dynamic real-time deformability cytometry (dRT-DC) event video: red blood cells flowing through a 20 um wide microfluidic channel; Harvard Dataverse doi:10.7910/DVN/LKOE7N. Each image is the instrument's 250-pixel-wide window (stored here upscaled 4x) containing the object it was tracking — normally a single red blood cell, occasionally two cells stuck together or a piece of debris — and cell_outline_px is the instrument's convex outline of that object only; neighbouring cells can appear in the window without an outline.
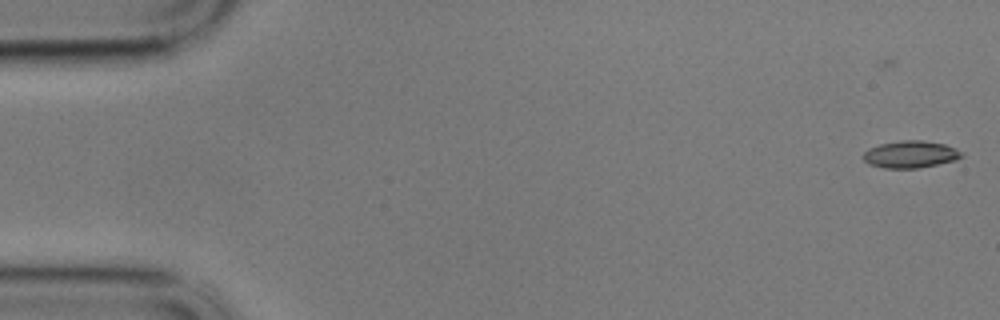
{"species": "common noctule bat (a hibernating species)", "species_latin": "Nyctalus noctula", "temperature_condition": "cold", "stored_images_in_passage": 46, "camera_frame_rate_fps": 3000, "um_per_image_px": 0.085, "animal": {"sex": "male", "body_mass_g": 17.9}, "frame": {"image": 1, "passage_image": 1, "time_ms": 0.0, "image_size_px": [1000, 320], "cell_outline_px": [[964, 156], [956, 160], [916, 168], [884, 168], [868, 164], [860, 156], [868, 148], [880, 144], [900, 140], [920, 140], [944, 144], [956, 148], [964, 152]], "centroid_in_image_um": [77.37, 13.11], "position_along_channel_um": 7.6, "area_um2": 15.66}}
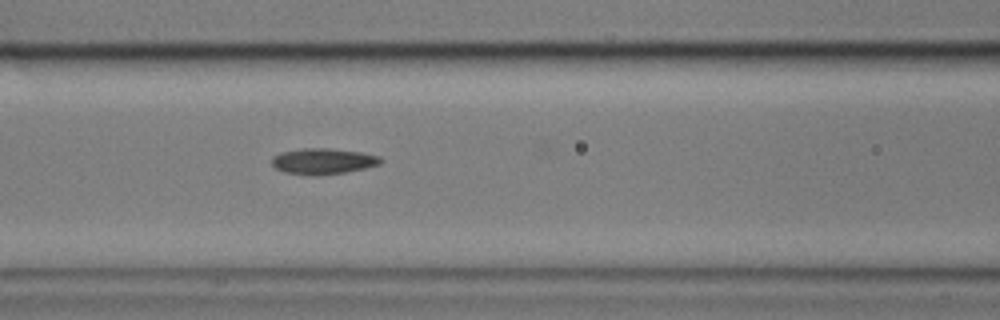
{"frame": {"image": 2, "passage_image": 24, "time_ms": 7.667, "image_size_px": [1000, 320], "cell_outline_px": [[384, 160], [380, 164], [364, 168], [344, 172], [312, 176], [284, 172], [276, 168], [272, 164], [272, 156], [280, 152], [304, 148], [328, 148], [360, 152], [380, 156]], "centroid_in_image_um": [27.45, 13.7], "position_along_channel_um": 139.2, "area_um2": 16.42}}
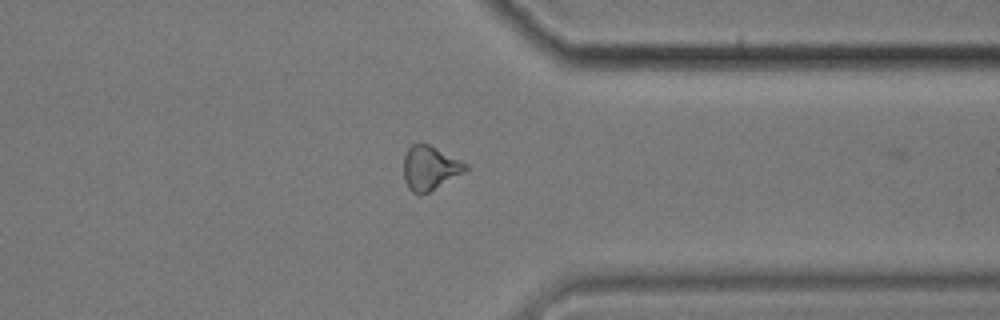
{"frame": {"image": 3, "passage_image": 45, "time_ms": 14.667, "image_size_px": [1000, 320], "cell_outline_px": [[468, 168], [464, 172], [428, 192], [420, 196], [416, 196], [408, 188], [404, 180], [404, 156], [408, 148], [412, 144], [428, 144], [468, 164]], "centroid_in_image_um": [36.51, 14.3], "position_along_channel_um": 374.9, "area_um2": 15.78}}